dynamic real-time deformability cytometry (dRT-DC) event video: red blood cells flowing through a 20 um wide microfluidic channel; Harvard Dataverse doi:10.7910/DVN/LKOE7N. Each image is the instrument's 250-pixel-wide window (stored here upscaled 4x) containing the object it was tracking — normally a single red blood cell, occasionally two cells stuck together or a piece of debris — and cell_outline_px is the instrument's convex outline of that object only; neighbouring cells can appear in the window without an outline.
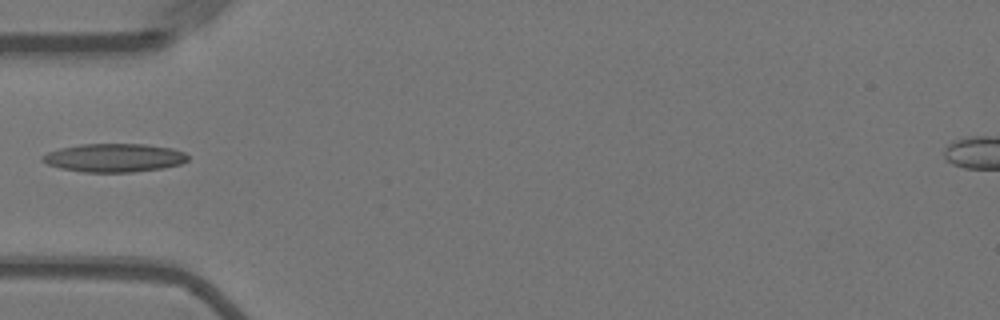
{"species": "Egyptian fruit bat (a non-hibernating species)", "species_latin": "Rousettus aegyptiacus", "temperature_condition": "warm", "stored_images_in_passage": 39, "camera_frame_rate_fps": 3000, "um_per_image_px": 0.085, "animal": {"sex": "female"}, "frame": {"image": 1, "passage_image": 1, "time_ms": 0.0, "image_size_px": [1000, 320], "cell_outline_px": [[188, 160], [180, 164], [164, 168], [132, 172], [80, 172], [60, 168], [48, 164], [40, 160], [40, 156], [48, 152], [60, 148], [80, 144], [144, 144], [172, 148], [184, 152], [188, 156]], "centroid_in_image_um": [9.68, 13.41], "position_along_channel_um": 75.3, "area_um2": 24.22}}
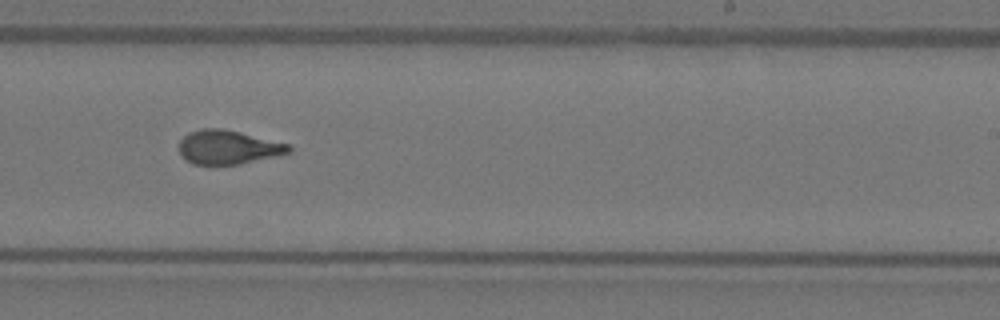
{"frame": {"image": 2, "passage_image": 17, "time_ms": 5.333, "image_size_px": [1000, 320], "cell_outline_px": [[292, 152], [276, 156], [240, 164], [192, 164], [180, 152], [180, 140], [188, 132], [204, 128], [220, 128], [240, 132], [288, 144], [292, 148]], "centroid_in_image_um": [19.41, 12.51], "position_along_channel_um": 269.6, "area_um2": 21.44}}
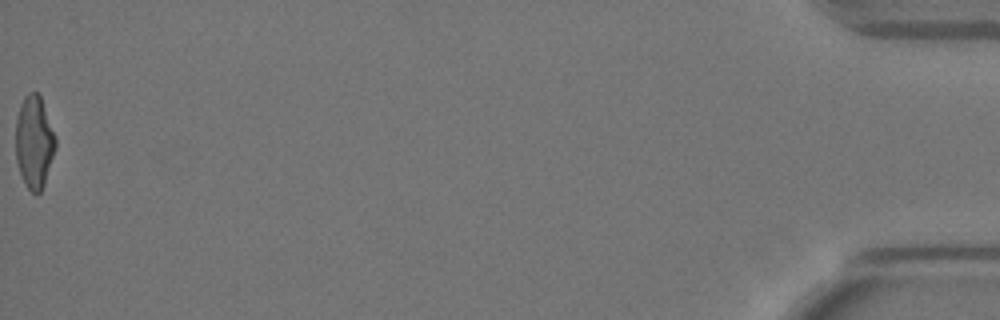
{"frame": {"image": 3, "passage_image": 39, "time_ms": 12.667, "image_size_px": [1000, 320], "cell_outline_px": [[56, 148], [44, 184], [40, 192], [36, 196], [28, 188], [20, 172], [16, 160], [16, 120], [20, 104], [24, 96], [28, 92], [36, 92], [40, 96], [56, 136]], "centroid_in_image_um": [2.91, 12.06], "position_along_channel_um": 432.3, "area_um2": 21.44}}